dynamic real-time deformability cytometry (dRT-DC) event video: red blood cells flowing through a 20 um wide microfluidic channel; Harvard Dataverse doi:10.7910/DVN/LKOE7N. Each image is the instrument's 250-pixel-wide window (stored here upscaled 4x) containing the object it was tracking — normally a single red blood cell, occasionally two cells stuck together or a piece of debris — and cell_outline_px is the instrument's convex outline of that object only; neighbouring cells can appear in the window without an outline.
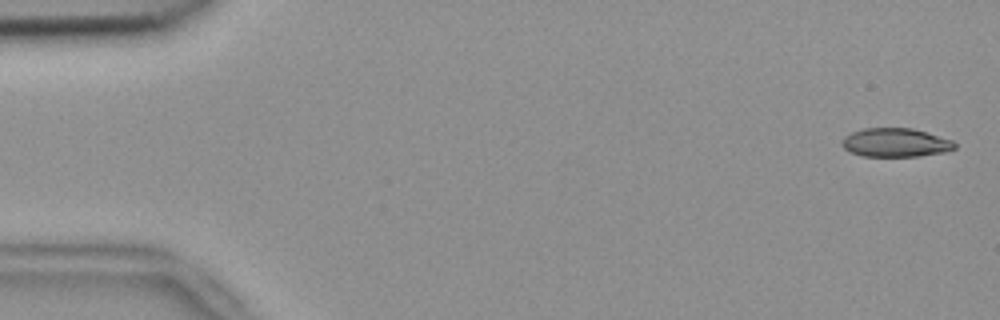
{"species": "common noctule bat (a hibernating species)", "species_latin": "Nyctalus noctula", "temperature_condition": "room temperature", "stored_images_in_passage": 54, "camera_frame_rate_fps": 3000, "um_per_image_px": 0.085, "animal": {"sex": "female", "body_mass_g": 18.4}, "frame": {"image": 1, "passage_image": 2, "time_ms": 0.333, "image_size_px": [1000, 320], "cell_outline_px": [[956, 148], [944, 152], [920, 156], [864, 156], [848, 152], [840, 144], [840, 140], [844, 136], [852, 132], [864, 128], [912, 128], [952, 140], [956, 144]], "centroid_in_image_um": [76.07, 12.12], "position_along_channel_um": 8.9, "area_um2": 18.96}}
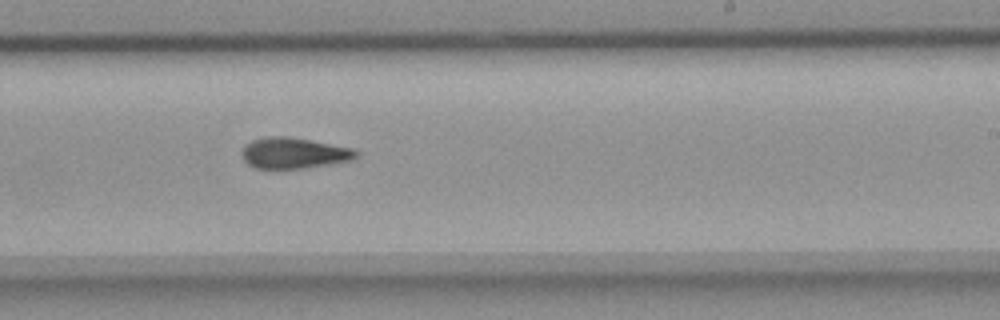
{"frame": {"image": 2, "passage_image": 33, "time_ms": 10.667, "image_size_px": [1000, 320], "cell_outline_px": [[360, 156], [352, 160], [304, 168], [256, 168], [248, 164], [240, 156], [240, 152], [244, 144], [252, 140], [264, 136], [292, 136], [356, 148], [360, 152]], "centroid_in_image_um": [25.0, 12.98], "position_along_channel_um": 264.0, "area_um2": 21.15}}
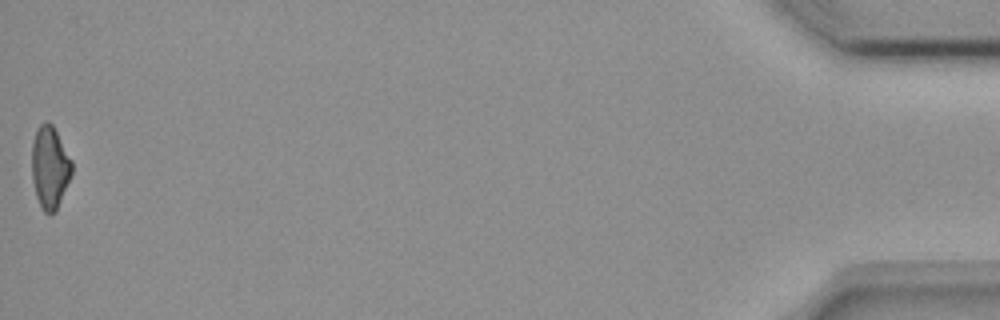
{"frame": {"image": 3, "passage_image": 54, "time_ms": 17.667, "image_size_px": [1000, 320], "cell_outline_px": [[72, 172], [56, 212], [52, 216], [44, 212], [36, 196], [32, 180], [32, 144], [36, 132], [40, 124], [44, 120], [48, 120], [52, 124], [72, 160]], "centroid_in_image_um": [4.23, 14.23], "position_along_channel_um": 431.0, "area_um2": 19.25}, "authors_computed_cell_mechanics": {"area_um2": 20.2011, "velocity_mm_per_s": 3.7853, "shape_relaxation_time_tau1_ms": 10.3078, "shape_relaxation_time_tau2_ms": 7.4649, "deformation_change_tau1": 0.2091, "deformation_change_tau2": 0.1634}}